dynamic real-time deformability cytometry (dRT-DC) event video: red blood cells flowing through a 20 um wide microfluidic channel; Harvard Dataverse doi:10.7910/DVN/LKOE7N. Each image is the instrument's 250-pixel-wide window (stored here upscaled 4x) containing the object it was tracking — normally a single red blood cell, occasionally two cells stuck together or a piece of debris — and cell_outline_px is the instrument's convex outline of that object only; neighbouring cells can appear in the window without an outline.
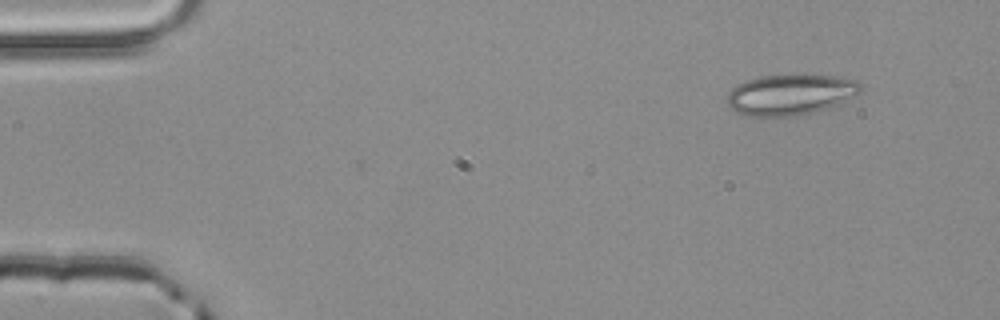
{"species": "common noctule bat (a hibernating species)", "species_latin": "Nyctalus noctula", "temperature_condition": "room temperature", "stored_images_in_passage": 3, "camera_frame_rate_fps": 3000, "um_per_image_px": 0.085, "animal": {"sex": "male", "body_mass_g": 20.4}, "frame": {"image": 1, "passage_image": 1, "time_ms": 0.0, "image_size_px": [1000, 320], "cell_outline_px": [[864, 88], [860, 92], [840, 104], [816, 112], [796, 116], [748, 116], [736, 112], [728, 104], [728, 92], [736, 84], [760, 76], [792, 72], [804, 72], [840, 76], [856, 80]], "centroid_in_image_um": [67.24, 7.99], "position_along_channel_um": 17.8, "area_um2": 32.89}}